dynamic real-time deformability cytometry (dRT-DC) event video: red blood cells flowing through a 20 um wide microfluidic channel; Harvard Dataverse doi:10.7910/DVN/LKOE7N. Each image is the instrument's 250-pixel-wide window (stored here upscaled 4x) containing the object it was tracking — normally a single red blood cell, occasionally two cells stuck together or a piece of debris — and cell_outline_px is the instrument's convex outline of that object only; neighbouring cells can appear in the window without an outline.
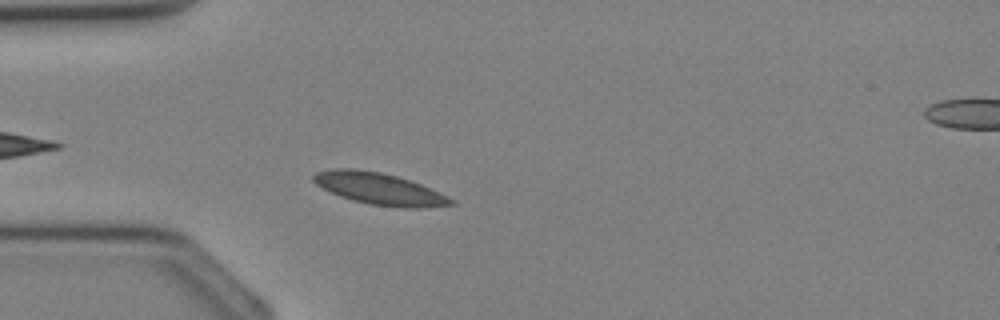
{"species": "Egyptian fruit bat (a non-hibernating species)", "species_latin": "Rousettus aegyptiacus", "temperature_condition": "cold", "stored_images_in_passage": 32, "camera_frame_rate_fps": 3000, "um_per_image_px": 0.085, "animal": {"sex": "female"}, "frame": {"image": 1, "passage_image": 6, "time_ms": 1.667, "image_size_px": [1000, 320], "cell_outline_px": [[456, 204], [424, 208], [400, 208], [368, 204], [352, 200], [340, 196], [316, 184], [312, 180], [312, 176], [316, 172], [336, 168], [356, 168], [380, 172], [396, 176], [420, 184], [440, 192], [456, 200]], "centroid_in_image_um": [32.28, 16.05], "position_along_channel_um": 52.7, "area_um2": 25.55}}
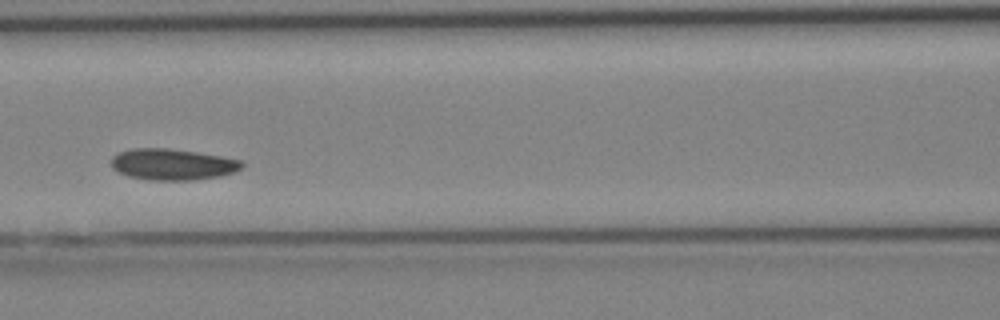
{"frame": {"image": 2, "passage_image": 12, "time_ms": 3.667, "image_size_px": [1000, 320], "cell_outline_px": [[244, 164], [236, 172], [220, 176], [192, 180], [148, 180], [128, 176], [112, 168], [112, 156], [120, 152], [136, 148], [168, 148], [196, 152], [220, 156], [240, 160]], "centroid_in_image_um": [14.67, 13.98], "position_along_channel_um": 151.9, "area_um2": 23.64}}
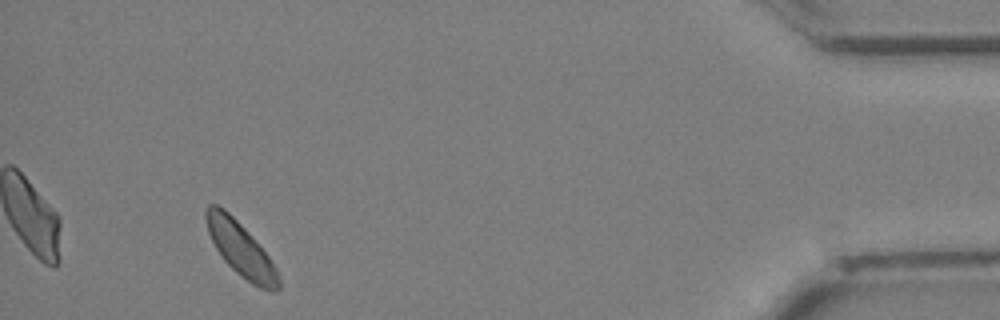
{"frame": {"image": 3, "passage_image": 30, "time_ms": 9.667, "image_size_px": [1000, 320], "cell_outline_px": [[280, 288], [272, 292], [260, 288], [252, 284], [240, 276], [224, 260], [216, 248], [208, 232], [204, 216], [204, 212], [208, 204], [216, 204], [224, 208], [244, 228], [268, 256], [276, 268], [280, 276]], "centroid_in_image_um": [20.45, 21.19], "position_along_channel_um": 414.7, "area_um2": 22.54}}